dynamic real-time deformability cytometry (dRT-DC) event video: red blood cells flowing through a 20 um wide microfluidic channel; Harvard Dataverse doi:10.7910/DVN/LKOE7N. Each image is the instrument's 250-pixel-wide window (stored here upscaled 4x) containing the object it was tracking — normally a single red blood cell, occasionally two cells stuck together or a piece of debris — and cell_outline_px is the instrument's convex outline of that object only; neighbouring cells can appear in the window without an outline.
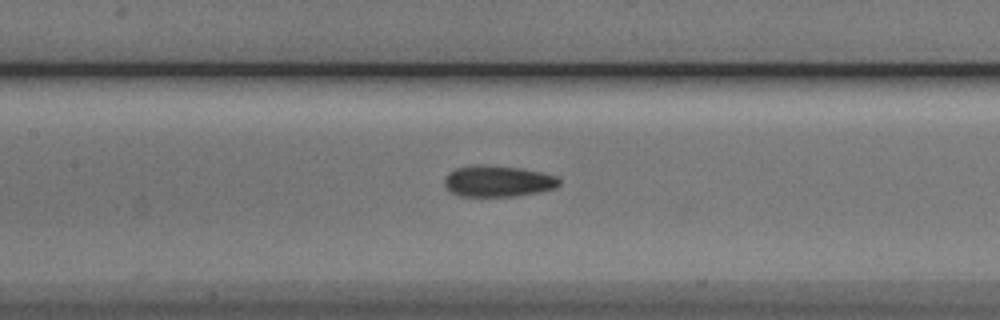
{"species": "Egyptian fruit bat (a non-hibernating species)", "species_latin": "Rousettus aegyptiacus", "temperature_condition": "cold", "stored_images_in_passage": 22, "camera_frame_rate_fps": 3000, "um_per_image_px": 0.085, "animal": {"sex": "male"}, "frame": {"image": 1, "passage_image": 11, "time_ms": 3.333, "image_size_px": [1000, 320], "cell_outline_px": [[560, 184], [556, 188], [516, 196], [456, 196], [448, 192], [444, 184], [444, 176], [448, 172], [456, 168], [472, 164], [480, 164], [520, 168], [540, 172], [556, 176], [560, 180]], "centroid_in_image_um": [42.25, 15.4], "position_along_channel_um": 165.2, "area_um2": 21.15}}
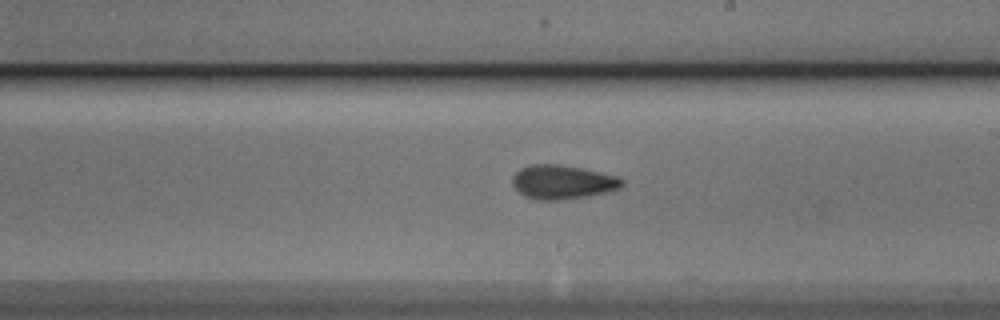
{"frame": {"image": 2, "passage_image": 17, "time_ms": 5.333, "image_size_px": [1000, 320], "cell_outline_px": [[624, 184], [620, 188], [588, 196], [560, 200], [536, 200], [524, 196], [512, 184], [512, 176], [520, 168], [528, 164], [560, 164], [620, 176], [624, 180]], "centroid_in_image_um": [47.81, 15.47], "position_along_channel_um": 241.2, "area_um2": 21.85}}
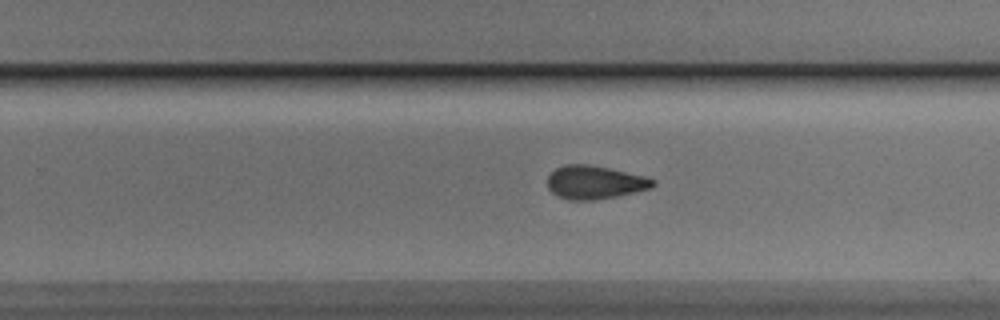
{"frame": {"image": 3, "passage_image": 20, "time_ms": 6.333, "image_size_px": [1000, 320], "cell_outline_px": [[656, 184], [652, 188], [616, 196], [592, 200], [568, 200], [556, 196], [548, 188], [548, 176], [556, 168], [564, 164], [588, 164], [648, 176], [656, 180]], "centroid_in_image_um": [50.57, 15.49], "position_along_channel_um": 279.2, "area_um2": 20.63}}